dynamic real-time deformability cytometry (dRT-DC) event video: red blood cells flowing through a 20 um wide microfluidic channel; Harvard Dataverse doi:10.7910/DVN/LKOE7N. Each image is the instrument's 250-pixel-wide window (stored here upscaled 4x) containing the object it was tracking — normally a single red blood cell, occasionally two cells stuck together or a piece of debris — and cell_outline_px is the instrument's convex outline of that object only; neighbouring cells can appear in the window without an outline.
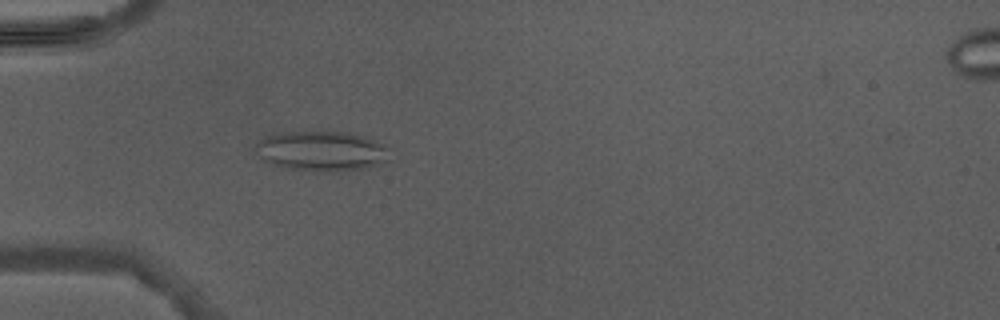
{"species": "Egyptian fruit bat (a non-hibernating species)", "species_latin": "Rousettus aegyptiacus", "temperature_condition": "warm", "stored_images_in_passage": 6, "camera_frame_rate_fps": 3000, "um_per_image_px": 0.085, "animal": {"sex": "male"}, "frame": {"image": 1, "passage_image": 5, "time_ms": 4.667, "image_size_px": [1000, 320], "cell_outline_px": [[392, 148], [388, 160], [364, 168], [344, 172], [312, 172], [284, 168], [272, 164], [264, 160], [260, 156], [256, 144], [264, 136], [276, 132], [328, 128], [348, 132], [364, 136], [388, 144]], "centroid_in_image_um": [27.39, 12.79], "position_along_channel_um": 57.6, "area_um2": 32.95}}